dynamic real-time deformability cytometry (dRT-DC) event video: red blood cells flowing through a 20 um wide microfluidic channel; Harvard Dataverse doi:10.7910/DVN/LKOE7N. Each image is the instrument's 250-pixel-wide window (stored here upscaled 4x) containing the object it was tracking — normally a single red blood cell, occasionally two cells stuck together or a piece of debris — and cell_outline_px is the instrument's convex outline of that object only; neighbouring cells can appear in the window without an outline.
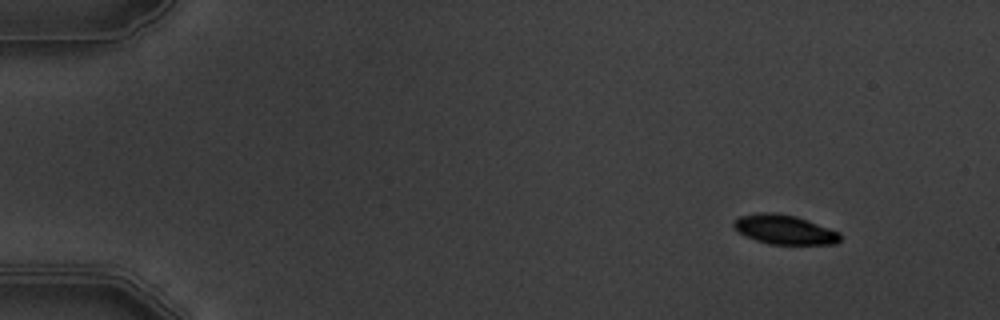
{"species": "common noctule bat (a hibernating species)", "species_latin": "Nyctalus noctula", "temperature_condition": "warm", "stored_images_in_passage": 9, "camera_frame_rate_fps": 3000, "um_per_image_px": 0.085, "animal": {"sex": "male", "body_mass_g": 19.5, "forearm_length_mm": 54.6}, "frame": {"image": 1, "passage_image": 2, "time_ms": 1.333, "image_size_px": [1000, 320], "cell_outline_px": [[840, 240], [836, 244], [772, 244], [756, 240], [740, 232], [732, 224], [732, 220], [740, 216], [756, 212], [776, 212], [796, 216], [840, 232]], "centroid_in_image_um": [66.67, 19.5], "position_along_channel_um": 18.3, "area_um2": 18.15}}
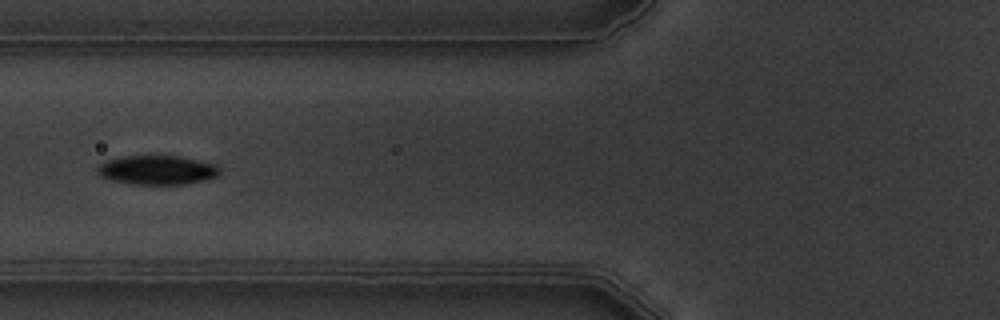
{"frame": {"image": 2, "passage_image": 6, "time_ms": 7.0, "image_size_px": [1000, 320], "cell_outline_px": [[220, 172], [216, 176], [184, 184], [132, 184], [112, 180], [100, 176], [96, 172], [96, 168], [104, 160], [124, 156], [180, 156], [216, 164], [220, 168]], "centroid_in_image_um": [13.31, 14.44], "position_along_channel_um": 112.5, "area_um2": 20.69}}